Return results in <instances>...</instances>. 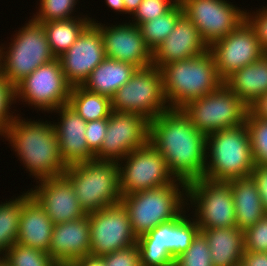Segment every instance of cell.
Segmentation results:
<instances>
[{
  "mask_svg": "<svg viewBox=\"0 0 267 266\" xmlns=\"http://www.w3.org/2000/svg\"><path fill=\"white\" fill-rule=\"evenodd\" d=\"M58 113V122H53L59 142L61 159L66 166L95 160L85 138L87 122L74 109L65 104L51 113ZM60 119V120H59Z\"/></svg>",
  "mask_w": 267,
  "mask_h": 266,
  "instance_id": "21",
  "label": "cell"
},
{
  "mask_svg": "<svg viewBox=\"0 0 267 266\" xmlns=\"http://www.w3.org/2000/svg\"><path fill=\"white\" fill-rule=\"evenodd\" d=\"M105 58L103 36L91 22L58 60L66 80L75 86L82 85Z\"/></svg>",
  "mask_w": 267,
  "mask_h": 266,
  "instance_id": "19",
  "label": "cell"
},
{
  "mask_svg": "<svg viewBox=\"0 0 267 266\" xmlns=\"http://www.w3.org/2000/svg\"><path fill=\"white\" fill-rule=\"evenodd\" d=\"M53 228L54 224L46 211L29 191H23L17 243L49 253Z\"/></svg>",
  "mask_w": 267,
  "mask_h": 266,
  "instance_id": "24",
  "label": "cell"
},
{
  "mask_svg": "<svg viewBox=\"0 0 267 266\" xmlns=\"http://www.w3.org/2000/svg\"><path fill=\"white\" fill-rule=\"evenodd\" d=\"M0 266H10V264L4 259V257H0Z\"/></svg>",
  "mask_w": 267,
  "mask_h": 266,
  "instance_id": "49",
  "label": "cell"
},
{
  "mask_svg": "<svg viewBox=\"0 0 267 266\" xmlns=\"http://www.w3.org/2000/svg\"><path fill=\"white\" fill-rule=\"evenodd\" d=\"M134 235L139 238L161 223L175 219L187 207V183L177 180L149 190L122 195Z\"/></svg>",
  "mask_w": 267,
  "mask_h": 266,
  "instance_id": "5",
  "label": "cell"
},
{
  "mask_svg": "<svg viewBox=\"0 0 267 266\" xmlns=\"http://www.w3.org/2000/svg\"><path fill=\"white\" fill-rule=\"evenodd\" d=\"M245 251L267 253V214L244 231Z\"/></svg>",
  "mask_w": 267,
  "mask_h": 266,
  "instance_id": "39",
  "label": "cell"
},
{
  "mask_svg": "<svg viewBox=\"0 0 267 266\" xmlns=\"http://www.w3.org/2000/svg\"><path fill=\"white\" fill-rule=\"evenodd\" d=\"M254 166L246 123L206 136L204 178L228 182L249 177Z\"/></svg>",
  "mask_w": 267,
  "mask_h": 266,
  "instance_id": "4",
  "label": "cell"
},
{
  "mask_svg": "<svg viewBox=\"0 0 267 266\" xmlns=\"http://www.w3.org/2000/svg\"><path fill=\"white\" fill-rule=\"evenodd\" d=\"M163 90L170 109L217 90L224 81L219 77L213 55L204 54L164 65Z\"/></svg>",
  "mask_w": 267,
  "mask_h": 266,
  "instance_id": "3",
  "label": "cell"
},
{
  "mask_svg": "<svg viewBox=\"0 0 267 266\" xmlns=\"http://www.w3.org/2000/svg\"><path fill=\"white\" fill-rule=\"evenodd\" d=\"M71 183L86 214L121 203L118 161L92 160L67 166Z\"/></svg>",
  "mask_w": 267,
  "mask_h": 266,
  "instance_id": "6",
  "label": "cell"
},
{
  "mask_svg": "<svg viewBox=\"0 0 267 266\" xmlns=\"http://www.w3.org/2000/svg\"><path fill=\"white\" fill-rule=\"evenodd\" d=\"M106 5L116 13L126 14L124 0H105Z\"/></svg>",
  "mask_w": 267,
  "mask_h": 266,
  "instance_id": "47",
  "label": "cell"
},
{
  "mask_svg": "<svg viewBox=\"0 0 267 266\" xmlns=\"http://www.w3.org/2000/svg\"><path fill=\"white\" fill-rule=\"evenodd\" d=\"M90 23L91 17L81 16L41 24L46 32L50 49L54 56L58 58L70 48Z\"/></svg>",
  "mask_w": 267,
  "mask_h": 266,
  "instance_id": "29",
  "label": "cell"
},
{
  "mask_svg": "<svg viewBox=\"0 0 267 266\" xmlns=\"http://www.w3.org/2000/svg\"><path fill=\"white\" fill-rule=\"evenodd\" d=\"M250 176L257 185L263 208L267 212V165L255 164Z\"/></svg>",
  "mask_w": 267,
  "mask_h": 266,
  "instance_id": "43",
  "label": "cell"
},
{
  "mask_svg": "<svg viewBox=\"0 0 267 266\" xmlns=\"http://www.w3.org/2000/svg\"><path fill=\"white\" fill-rule=\"evenodd\" d=\"M69 266H106L101 257H93L91 255L75 260Z\"/></svg>",
  "mask_w": 267,
  "mask_h": 266,
  "instance_id": "46",
  "label": "cell"
},
{
  "mask_svg": "<svg viewBox=\"0 0 267 266\" xmlns=\"http://www.w3.org/2000/svg\"><path fill=\"white\" fill-rule=\"evenodd\" d=\"M143 0H124L126 14L130 16L138 9V6Z\"/></svg>",
  "mask_w": 267,
  "mask_h": 266,
  "instance_id": "48",
  "label": "cell"
},
{
  "mask_svg": "<svg viewBox=\"0 0 267 266\" xmlns=\"http://www.w3.org/2000/svg\"><path fill=\"white\" fill-rule=\"evenodd\" d=\"M30 195L46 211L53 224L80 219L87 214L81 208L70 181L64 176L36 181Z\"/></svg>",
  "mask_w": 267,
  "mask_h": 266,
  "instance_id": "20",
  "label": "cell"
},
{
  "mask_svg": "<svg viewBox=\"0 0 267 266\" xmlns=\"http://www.w3.org/2000/svg\"><path fill=\"white\" fill-rule=\"evenodd\" d=\"M187 207L175 218L137 238L141 266H172L200 232ZM187 211V212H186ZM189 217V218H188Z\"/></svg>",
  "mask_w": 267,
  "mask_h": 266,
  "instance_id": "8",
  "label": "cell"
},
{
  "mask_svg": "<svg viewBox=\"0 0 267 266\" xmlns=\"http://www.w3.org/2000/svg\"><path fill=\"white\" fill-rule=\"evenodd\" d=\"M21 211V194L0 203V257L17 242Z\"/></svg>",
  "mask_w": 267,
  "mask_h": 266,
  "instance_id": "32",
  "label": "cell"
},
{
  "mask_svg": "<svg viewBox=\"0 0 267 266\" xmlns=\"http://www.w3.org/2000/svg\"><path fill=\"white\" fill-rule=\"evenodd\" d=\"M122 195L174 184L177 179L158 150L148 141L118 161Z\"/></svg>",
  "mask_w": 267,
  "mask_h": 266,
  "instance_id": "13",
  "label": "cell"
},
{
  "mask_svg": "<svg viewBox=\"0 0 267 266\" xmlns=\"http://www.w3.org/2000/svg\"><path fill=\"white\" fill-rule=\"evenodd\" d=\"M15 103V87L0 73V136H4L6 129L14 120L16 113L12 111ZM11 107V108H10ZM15 113V114H14ZM14 114V115H13Z\"/></svg>",
  "mask_w": 267,
  "mask_h": 266,
  "instance_id": "38",
  "label": "cell"
},
{
  "mask_svg": "<svg viewBox=\"0 0 267 266\" xmlns=\"http://www.w3.org/2000/svg\"><path fill=\"white\" fill-rule=\"evenodd\" d=\"M72 85L66 80L58 58L38 67L15 86V104L50 113L68 104ZM18 100V101H17Z\"/></svg>",
  "mask_w": 267,
  "mask_h": 266,
  "instance_id": "12",
  "label": "cell"
},
{
  "mask_svg": "<svg viewBox=\"0 0 267 266\" xmlns=\"http://www.w3.org/2000/svg\"><path fill=\"white\" fill-rule=\"evenodd\" d=\"M10 266H59L49 253L14 243L4 254Z\"/></svg>",
  "mask_w": 267,
  "mask_h": 266,
  "instance_id": "34",
  "label": "cell"
},
{
  "mask_svg": "<svg viewBox=\"0 0 267 266\" xmlns=\"http://www.w3.org/2000/svg\"><path fill=\"white\" fill-rule=\"evenodd\" d=\"M90 255L102 257L137 243L127 209L122 203L89 213Z\"/></svg>",
  "mask_w": 267,
  "mask_h": 266,
  "instance_id": "15",
  "label": "cell"
},
{
  "mask_svg": "<svg viewBox=\"0 0 267 266\" xmlns=\"http://www.w3.org/2000/svg\"><path fill=\"white\" fill-rule=\"evenodd\" d=\"M228 182L231 184L236 227L244 232L267 212L263 208L257 185L251 176Z\"/></svg>",
  "mask_w": 267,
  "mask_h": 266,
  "instance_id": "26",
  "label": "cell"
},
{
  "mask_svg": "<svg viewBox=\"0 0 267 266\" xmlns=\"http://www.w3.org/2000/svg\"><path fill=\"white\" fill-rule=\"evenodd\" d=\"M242 266H267V253L245 251L241 261Z\"/></svg>",
  "mask_w": 267,
  "mask_h": 266,
  "instance_id": "44",
  "label": "cell"
},
{
  "mask_svg": "<svg viewBox=\"0 0 267 266\" xmlns=\"http://www.w3.org/2000/svg\"><path fill=\"white\" fill-rule=\"evenodd\" d=\"M260 8L256 11L245 10V20L254 29L262 49L267 53V5Z\"/></svg>",
  "mask_w": 267,
  "mask_h": 266,
  "instance_id": "41",
  "label": "cell"
},
{
  "mask_svg": "<svg viewBox=\"0 0 267 266\" xmlns=\"http://www.w3.org/2000/svg\"><path fill=\"white\" fill-rule=\"evenodd\" d=\"M179 0H143L131 16V23L140 24L167 13Z\"/></svg>",
  "mask_w": 267,
  "mask_h": 266,
  "instance_id": "37",
  "label": "cell"
},
{
  "mask_svg": "<svg viewBox=\"0 0 267 266\" xmlns=\"http://www.w3.org/2000/svg\"><path fill=\"white\" fill-rule=\"evenodd\" d=\"M52 122L25 119L17 114L3 136L36 181L62 176L67 169Z\"/></svg>",
  "mask_w": 267,
  "mask_h": 266,
  "instance_id": "2",
  "label": "cell"
},
{
  "mask_svg": "<svg viewBox=\"0 0 267 266\" xmlns=\"http://www.w3.org/2000/svg\"><path fill=\"white\" fill-rule=\"evenodd\" d=\"M68 105L86 122L108 118L112 112L109 97L90 92L81 85L72 86Z\"/></svg>",
  "mask_w": 267,
  "mask_h": 266,
  "instance_id": "30",
  "label": "cell"
},
{
  "mask_svg": "<svg viewBox=\"0 0 267 266\" xmlns=\"http://www.w3.org/2000/svg\"><path fill=\"white\" fill-rule=\"evenodd\" d=\"M89 214L64 223L54 224L49 255L59 266L90 255Z\"/></svg>",
  "mask_w": 267,
  "mask_h": 266,
  "instance_id": "23",
  "label": "cell"
},
{
  "mask_svg": "<svg viewBox=\"0 0 267 266\" xmlns=\"http://www.w3.org/2000/svg\"><path fill=\"white\" fill-rule=\"evenodd\" d=\"M149 141V121L128 112L112 110L101 150L96 160L119 161Z\"/></svg>",
  "mask_w": 267,
  "mask_h": 266,
  "instance_id": "17",
  "label": "cell"
},
{
  "mask_svg": "<svg viewBox=\"0 0 267 266\" xmlns=\"http://www.w3.org/2000/svg\"><path fill=\"white\" fill-rule=\"evenodd\" d=\"M210 255L207 239L199 232L190 247L175 259L174 264L176 266H213Z\"/></svg>",
  "mask_w": 267,
  "mask_h": 266,
  "instance_id": "36",
  "label": "cell"
},
{
  "mask_svg": "<svg viewBox=\"0 0 267 266\" xmlns=\"http://www.w3.org/2000/svg\"><path fill=\"white\" fill-rule=\"evenodd\" d=\"M207 239L213 266H239L244 248V232L237 227L200 229Z\"/></svg>",
  "mask_w": 267,
  "mask_h": 266,
  "instance_id": "25",
  "label": "cell"
},
{
  "mask_svg": "<svg viewBox=\"0 0 267 266\" xmlns=\"http://www.w3.org/2000/svg\"><path fill=\"white\" fill-rule=\"evenodd\" d=\"M179 3L208 47L245 20V9L227 0H179Z\"/></svg>",
  "mask_w": 267,
  "mask_h": 266,
  "instance_id": "14",
  "label": "cell"
},
{
  "mask_svg": "<svg viewBox=\"0 0 267 266\" xmlns=\"http://www.w3.org/2000/svg\"><path fill=\"white\" fill-rule=\"evenodd\" d=\"M137 67L106 57L90 73L89 77L81 85L90 92L109 97L114 96L124 84H126Z\"/></svg>",
  "mask_w": 267,
  "mask_h": 266,
  "instance_id": "28",
  "label": "cell"
},
{
  "mask_svg": "<svg viewBox=\"0 0 267 266\" xmlns=\"http://www.w3.org/2000/svg\"><path fill=\"white\" fill-rule=\"evenodd\" d=\"M187 210L192 211L190 214L200 229L236 227L229 182L204 177L190 181L187 183Z\"/></svg>",
  "mask_w": 267,
  "mask_h": 266,
  "instance_id": "10",
  "label": "cell"
},
{
  "mask_svg": "<svg viewBox=\"0 0 267 266\" xmlns=\"http://www.w3.org/2000/svg\"><path fill=\"white\" fill-rule=\"evenodd\" d=\"M245 123L249 130L254 164L267 165V120L256 118L248 111Z\"/></svg>",
  "mask_w": 267,
  "mask_h": 266,
  "instance_id": "35",
  "label": "cell"
},
{
  "mask_svg": "<svg viewBox=\"0 0 267 266\" xmlns=\"http://www.w3.org/2000/svg\"><path fill=\"white\" fill-rule=\"evenodd\" d=\"M208 48L196 26L183 14L168 37L152 52V65L161 69L169 63L202 55Z\"/></svg>",
  "mask_w": 267,
  "mask_h": 266,
  "instance_id": "22",
  "label": "cell"
},
{
  "mask_svg": "<svg viewBox=\"0 0 267 266\" xmlns=\"http://www.w3.org/2000/svg\"><path fill=\"white\" fill-rule=\"evenodd\" d=\"M107 127L108 118L89 121L86 124L85 138L89 151L94 156L101 150Z\"/></svg>",
  "mask_w": 267,
  "mask_h": 266,
  "instance_id": "42",
  "label": "cell"
},
{
  "mask_svg": "<svg viewBox=\"0 0 267 266\" xmlns=\"http://www.w3.org/2000/svg\"><path fill=\"white\" fill-rule=\"evenodd\" d=\"M39 6L37 12L31 17L34 21L38 23L57 21V20H68L83 15L79 13L77 16L74 14L77 12L75 9L79 0H38ZM37 14V15H36ZM74 16H73V15Z\"/></svg>",
  "mask_w": 267,
  "mask_h": 266,
  "instance_id": "33",
  "label": "cell"
},
{
  "mask_svg": "<svg viewBox=\"0 0 267 266\" xmlns=\"http://www.w3.org/2000/svg\"><path fill=\"white\" fill-rule=\"evenodd\" d=\"M249 112L256 118L267 120V92L261 95L249 107Z\"/></svg>",
  "mask_w": 267,
  "mask_h": 266,
  "instance_id": "45",
  "label": "cell"
},
{
  "mask_svg": "<svg viewBox=\"0 0 267 266\" xmlns=\"http://www.w3.org/2000/svg\"><path fill=\"white\" fill-rule=\"evenodd\" d=\"M112 110L138 114L149 122L170 109L163 90V76L153 65L137 68L130 80L111 98Z\"/></svg>",
  "mask_w": 267,
  "mask_h": 266,
  "instance_id": "11",
  "label": "cell"
},
{
  "mask_svg": "<svg viewBox=\"0 0 267 266\" xmlns=\"http://www.w3.org/2000/svg\"><path fill=\"white\" fill-rule=\"evenodd\" d=\"M12 37L8 45L0 44V73L15 87L35 69L56 57L43 25L32 18Z\"/></svg>",
  "mask_w": 267,
  "mask_h": 266,
  "instance_id": "7",
  "label": "cell"
},
{
  "mask_svg": "<svg viewBox=\"0 0 267 266\" xmlns=\"http://www.w3.org/2000/svg\"><path fill=\"white\" fill-rule=\"evenodd\" d=\"M208 50L214 57L217 72L223 81L265 54L254 29L246 20L225 37L212 43Z\"/></svg>",
  "mask_w": 267,
  "mask_h": 266,
  "instance_id": "16",
  "label": "cell"
},
{
  "mask_svg": "<svg viewBox=\"0 0 267 266\" xmlns=\"http://www.w3.org/2000/svg\"><path fill=\"white\" fill-rule=\"evenodd\" d=\"M205 136L245 123L248 106L224 83L215 91L187 102L180 108Z\"/></svg>",
  "mask_w": 267,
  "mask_h": 266,
  "instance_id": "9",
  "label": "cell"
},
{
  "mask_svg": "<svg viewBox=\"0 0 267 266\" xmlns=\"http://www.w3.org/2000/svg\"><path fill=\"white\" fill-rule=\"evenodd\" d=\"M149 141L163 156L177 180L202 178L206 164V136L181 109H168L149 122Z\"/></svg>",
  "mask_w": 267,
  "mask_h": 266,
  "instance_id": "1",
  "label": "cell"
},
{
  "mask_svg": "<svg viewBox=\"0 0 267 266\" xmlns=\"http://www.w3.org/2000/svg\"><path fill=\"white\" fill-rule=\"evenodd\" d=\"M106 266H141L140 251L136 244L101 257Z\"/></svg>",
  "mask_w": 267,
  "mask_h": 266,
  "instance_id": "40",
  "label": "cell"
},
{
  "mask_svg": "<svg viewBox=\"0 0 267 266\" xmlns=\"http://www.w3.org/2000/svg\"><path fill=\"white\" fill-rule=\"evenodd\" d=\"M224 84L248 107L267 92V53L229 76Z\"/></svg>",
  "mask_w": 267,
  "mask_h": 266,
  "instance_id": "27",
  "label": "cell"
},
{
  "mask_svg": "<svg viewBox=\"0 0 267 266\" xmlns=\"http://www.w3.org/2000/svg\"><path fill=\"white\" fill-rule=\"evenodd\" d=\"M91 22L99 28L103 36L106 57L128 62L137 68L152 65V51L144 42L139 26L130 21L106 25L91 18Z\"/></svg>",
  "mask_w": 267,
  "mask_h": 266,
  "instance_id": "18",
  "label": "cell"
},
{
  "mask_svg": "<svg viewBox=\"0 0 267 266\" xmlns=\"http://www.w3.org/2000/svg\"><path fill=\"white\" fill-rule=\"evenodd\" d=\"M182 15L183 8L178 1L167 13L139 25L144 42L152 52L168 37Z\"/></svg>",
  "mask_w": 267,
  "mask_h": 266,
  "instance_id": "31",
  "label": "cell"
}]
</instances>
